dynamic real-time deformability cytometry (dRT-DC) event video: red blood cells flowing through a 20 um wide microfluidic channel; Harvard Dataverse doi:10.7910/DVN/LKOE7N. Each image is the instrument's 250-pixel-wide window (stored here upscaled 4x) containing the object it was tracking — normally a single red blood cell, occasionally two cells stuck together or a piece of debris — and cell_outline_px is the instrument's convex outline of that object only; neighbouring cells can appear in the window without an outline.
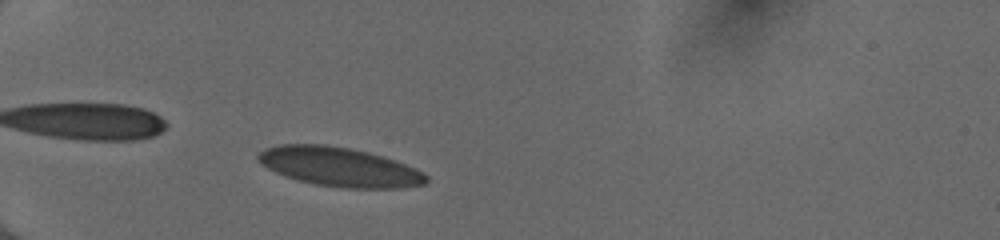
{"species": "human", "species_latin": "Homo sapiens", "temperature_condition": "cold", "stored_images_in_passage": 39, "camera_frame_rate_fps": 3000, "um_per_image_px": 0.085, "donor": {"sex": "female"}, "frame": {"image": 1, "passage_image": 6, "time_ms": 1.667, "image_size_px": [1000, 240], "cell_outline_px": [[428, 180], [424, 184], [400, 188], [340, 188], [316, 184], [284, 176], [260, 164], [256, 160], [256, 156], [264, 148], [280, 144], [324, 144], [348, 148], [368, 152], [416, 168], [424, 172], [428, 176]], "centroid_in_image_um": [28.82, 14.18], "position_along_channel_um": 56.2, "area_um2": 38.26}}
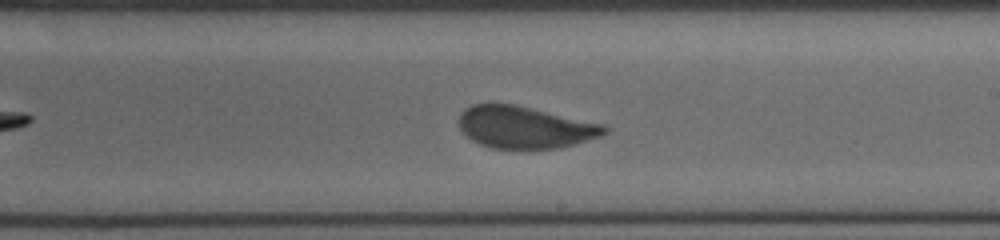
{"frame": {"image": 2, "passage_image": 22, "time_ms": 7.0, "image_size_px": [1000, 240], "cell_outline_px": [[608, 132], [600, 136], [560, 148], [492, 148], [480, 144], [472, 140], [460, 128], [460, 116], [464, 108], [472, 104], [492, 100], [512, 104], [604, 124], [608, 128]], "centroid_in_image_um": [44.57, 10.78], "position_along_channel_um": 244.4, "area_um2": 35.72}}
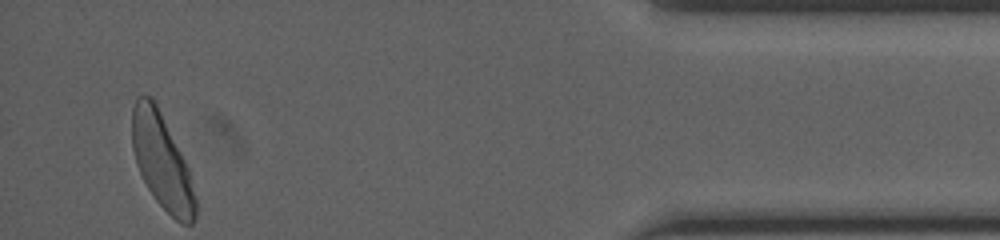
{"frame": {"image": 3, "passage_image": 39, "time_ms": 12.667, "image_size_px": [1000, 240], "cell_outline_px": [[196, 220], [192, 224], [180, 224], [156, 200], [148, 188], [136, 164], [132, 148], [132, 108], [136, 96], [152, 96], [188, 168], [196, 200]], "centroid_in_image_um": [13.75, 13.74], "position_along_channel_um": 421.5, "area_um2": 34.56}, "authors_computed_cell_mechanics": {"area_um2": 36.7608, "velocity_mm_per_s": 4.0227, "shape_relaxation_time_tau1_ms": 4.1352, "shape_relaxation_time_tau2_ms": null, "deformation_change_tau1": 0.1154, "deformation_change_tau2": null}}